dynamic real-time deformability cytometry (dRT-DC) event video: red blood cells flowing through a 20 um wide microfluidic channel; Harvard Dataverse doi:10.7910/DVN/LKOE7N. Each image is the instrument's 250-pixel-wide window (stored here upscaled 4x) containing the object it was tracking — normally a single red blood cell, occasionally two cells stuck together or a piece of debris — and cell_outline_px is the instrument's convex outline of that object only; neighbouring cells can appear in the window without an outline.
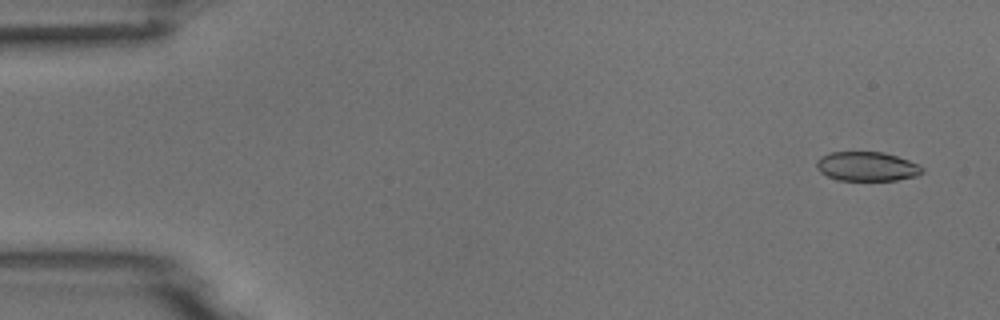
{"species": "common noctule bat (a hibernating species)", "species_latin": "Nyctalus noctula", "temperature_condition": "room temperature", "stored_images_in_passage": 5, "camera_frame_rate_fps": 3000, "um_per_image_px": 0.085, "animal": {"sex": "male", "body_mass_g": 18.8}, "frame": {"image": 1, "passage_image": 1, "time_ms": 0.0, "image_size_px": [1000, 320], "cell_outline_px": [[924, 172], [916, 176], [896, 180], [836, 180], [820, 172], [816, 168], [816, 160], [820, 156], [828, 152], [884, 152], [908, 160], [924, 168]], "centroid_in_image_um": [73.65, 14.14], "position_along_channel_um": 11.4, "area_um2": 18.09}}
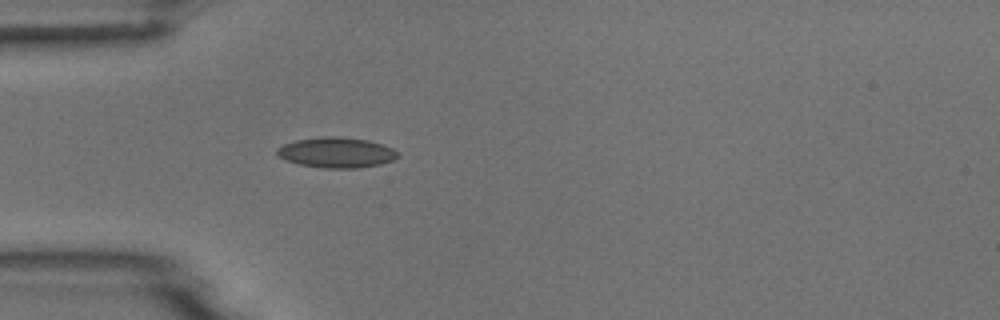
{"frame": {"image": 2, "passage_image": 5, "time_ms": 4.333, "image_size_px": [1000, 320], "cell_outline_px": [[400, 156], [392, 160], [380, 164], [360, 168], [324, 168], [300, 164], [284, 160], [276, 152], [276, 148], [284, 144], [296, 140], [320, 136], [340, 136], [368, 140], [392, 148], [400, 152]], "centroid_in_image_um": [28.61, 12.96], "position_along_channel_um": 56.4, "area_um2": 21.5}}